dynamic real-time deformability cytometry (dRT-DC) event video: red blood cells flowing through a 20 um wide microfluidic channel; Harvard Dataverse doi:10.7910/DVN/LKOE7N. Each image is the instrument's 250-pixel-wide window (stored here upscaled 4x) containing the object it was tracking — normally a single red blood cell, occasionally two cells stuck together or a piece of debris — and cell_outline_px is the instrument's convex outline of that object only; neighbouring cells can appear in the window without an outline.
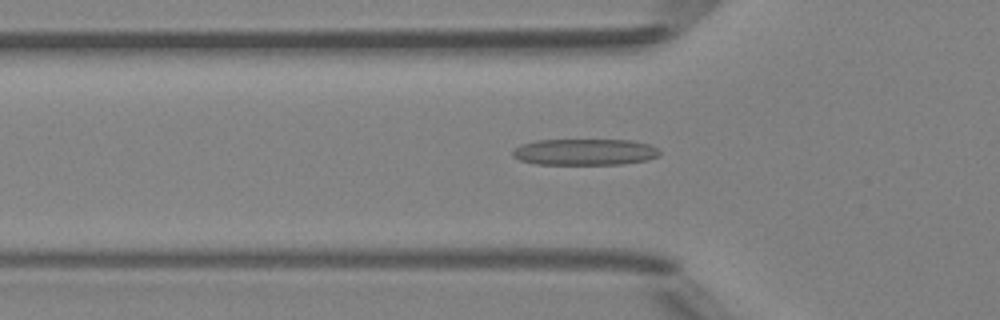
{"species": "Egyptian fruit bat (a non-hibernating species)", "species_latin": "Rousettus aegyptiacus", "temperature_condition": "room temperature", "stored_images_in_passage": 36, "camera_frame_rate_fps": 3000, "um_per_image_px": 0.085, "animal": {"sex": "female"}, "frame": {"image": 1, "passage_image": 7, "time_ms": 2.0, "image_size_px": [1000, 320], "cell_outline_px": [[660, 152], [656, 156], [648, 160], [624, 164], [536, 164], [520, 160], [512, 156], [512, 152], [520, 144], [536, 140], [632, 140], [648, 144], [656, 148]], "centroid_in_image_um": [49.68, 12.92], "position_along_channel_um": 76.1, "area_um2": 22.54}}
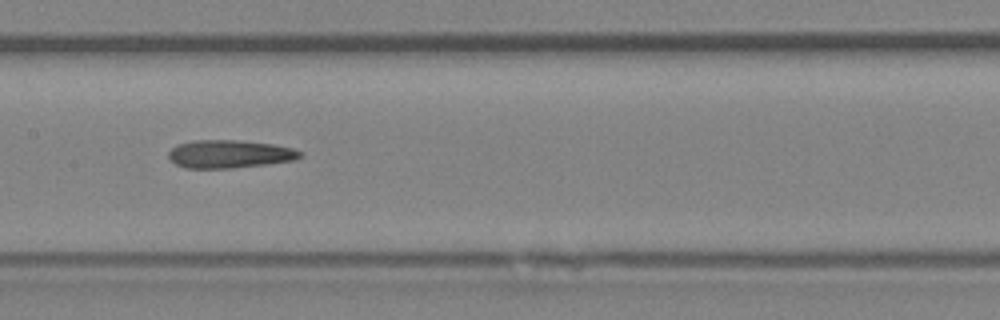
{"frame": {"image": 2, "passage_image": 15, "time_ms": 4.667, "image_size_px": [1000, 320], "cell_outline_px": [[304, 156], [296, 160], [232, 168], [184, 168], [176, 164], [168, 156], [168, 152], [176, 144], [192, 140], [236, 140], [272, 144], [292, 148], [304, 152]], "centroid_in_image_um": [19.52, 13.09], "position_along_channel_um": 187.9, "area_um2": 21.56}}
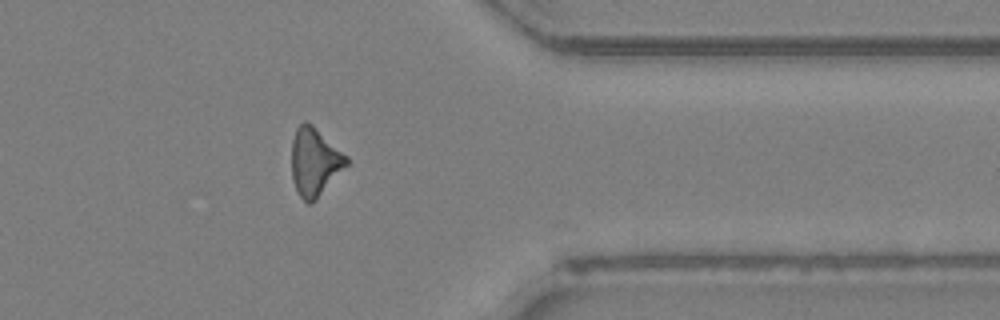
{"frame": {"image": 3, "passage_image": 30, "time_ms": 9.667, "image_size_px": [1000, 320], "cell_outline_px": [[348, 164], [316, 200], [312, 204], [308, 204], [300, 196], [292, 180], [292, 140], [296, 128], [304, 120], [308, 120], [348, 156]], "centroid_in_image_um": [26.75, 13.74], "position_along_channel_um": 384.7, "area_um2": 21.85}}